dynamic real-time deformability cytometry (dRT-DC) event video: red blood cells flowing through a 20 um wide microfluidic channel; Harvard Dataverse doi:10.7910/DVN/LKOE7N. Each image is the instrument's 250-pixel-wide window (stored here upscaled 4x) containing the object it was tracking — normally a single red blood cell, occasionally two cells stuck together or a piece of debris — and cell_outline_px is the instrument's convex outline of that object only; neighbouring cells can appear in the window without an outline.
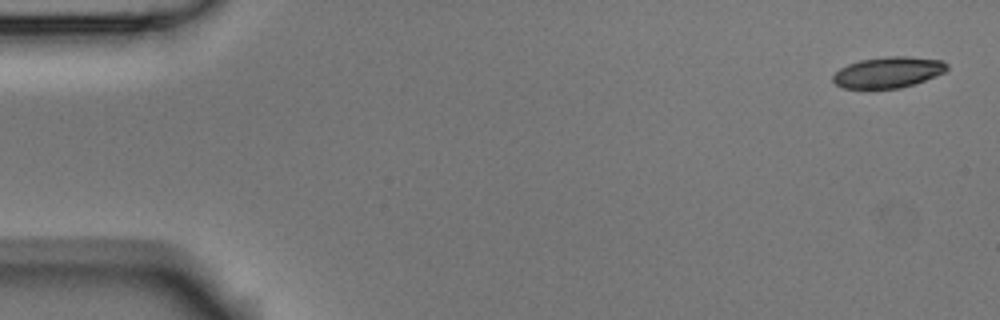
{"species": "Egyptian fruit bat (a non-hibernating species)", "species_latin": "Rousettus aegyptiacus", "temperature_condition": "room temperature", "stored_images_in_passage": 5, "camera_frame_rate_fps": 3000, "um_per_image_px": 0.085, "animal": {"sex": "male"}, "frame": {"image": 1, "passage_image": 1, "time_ms": 0.0, "image_size_px": [1000, 320], "cell_outline_px": [[948, 68], [944, 72], [924, 80], [900, 88], [844, 88], [836, 84], [832, 80], [832, 76], [840, 68], [848, 64], [860, 60], [884, 56], [908, 56], [944, 60], [948, 64]], "centroid_in_image_um": [75.49, 6.13], "position_along_channel_um": 9.5, "area_um2": 20.52}}
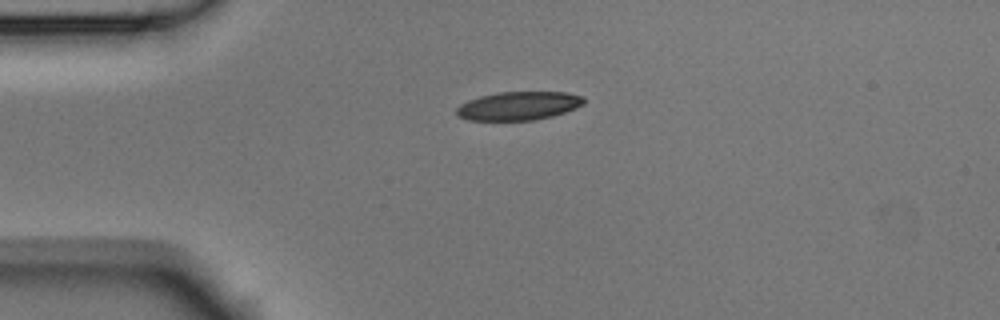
{"frame": {"image": 2, "passage_image": 4, "time_ms": 1.0, "image_size_px": [1000, 320], "cell_outline_px": [[584, 104], [576, 108], [552, 116], [536, 120], [468, 120], [456, 116], [456, 108], [460, 104], [468, 100], [480, 96], [500, 92], [564, 92], [584, 96]], "centroid_in_image_um": [44.07, 9.0], "position_along_channel_um": 40.9, "area_um2": 21.21}}